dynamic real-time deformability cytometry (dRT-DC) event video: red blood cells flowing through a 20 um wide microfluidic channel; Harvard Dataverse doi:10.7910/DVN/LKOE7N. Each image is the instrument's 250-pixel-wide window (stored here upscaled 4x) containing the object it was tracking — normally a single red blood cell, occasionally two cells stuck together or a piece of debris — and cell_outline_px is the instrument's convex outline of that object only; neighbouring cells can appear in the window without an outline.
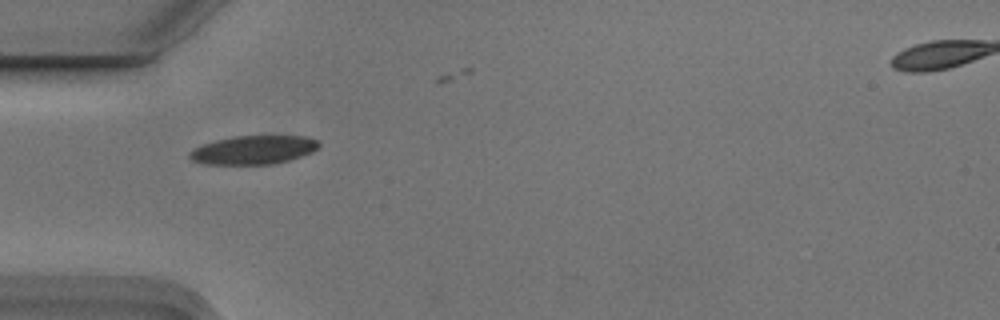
{"species": "Egyptian fruit bat (a non-hibernating species)", "species_latin": "Rousettus aegyptiacus", "temperature_condition": "cold", "stored_images_in_passage": 6, "camera_frame_rate_fps": 3000, "um_per_image_px": 0.085, "animal": {"sex": "male"}, "frame": {"image": 1, "passage_image": 1, "time_ms": 0.0, "image_size_px": [1000, 320], "cell_outline_px": [[320, 144], [312, 152], [288, 160], [272, 164], [204, 164], [192, 160], [188, 156], [188, 152], [204, 144], [216, 140], [232, 136], [304, 136], [316, 140]], "centroid_in_image_um": [21.52, 12.74], "position_along_channel_um": 63.5, "area_um2": 21.33}}
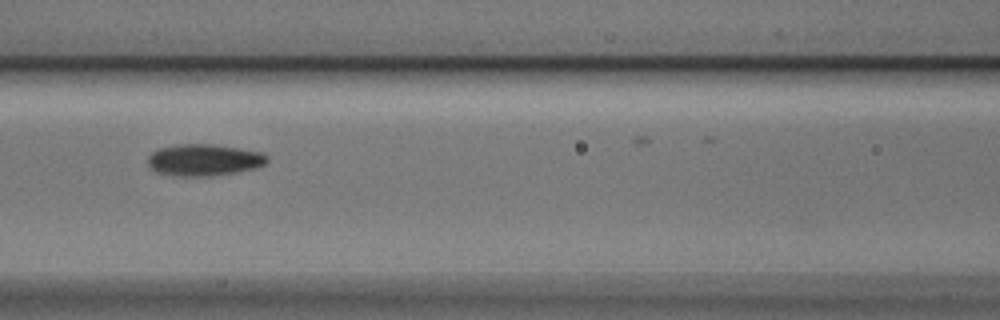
{"frame": {"image": 2, "passage_image": 3, "time_ms": 0.667, "image_size_px": [1000, 320], "cell_outline_px": [[268, 160], [264, 164], [256, 168], [236, 172], [212, 176], [180, 176], [160, 172], [152, 168], [148, 164], [148, 156], [152, 152], [160, 148], [176, 144], [212, 144], [264, 152], [268, 156]], "centroid_in_image_um": [17.38, 13.59], "position_along_channel_um": 149.2, "area_um2": 21.96}}
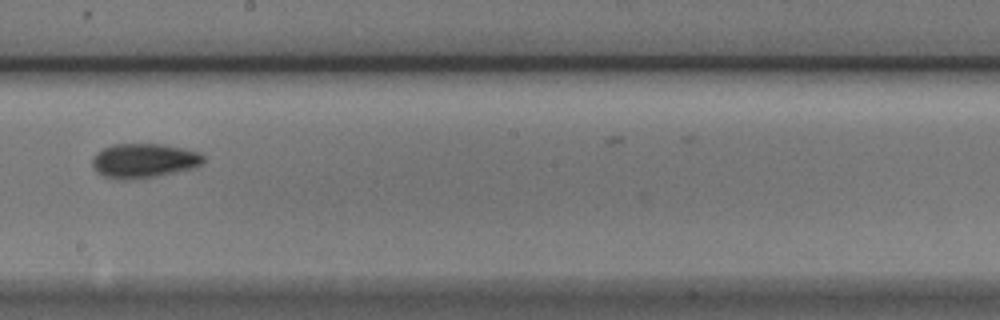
{"frame": {"image": 3, "passage_image": 5, "time_ms": 1.333, "image_size_px": [1000, 320], "cell_outline_px": [[204, 160], [196, 168], [156, 176], [128, 180], [120, 180], [104, 176], [96, 172], [92, 164], [92, 156], [96, 152], [112, 144], [164, 144], [184, 148], [200, 152], [204, 156]], "centroid_in_image_um": [12.23, 13.65], "position_along_channel_um": 236.0, "area_um2": 22.54}}